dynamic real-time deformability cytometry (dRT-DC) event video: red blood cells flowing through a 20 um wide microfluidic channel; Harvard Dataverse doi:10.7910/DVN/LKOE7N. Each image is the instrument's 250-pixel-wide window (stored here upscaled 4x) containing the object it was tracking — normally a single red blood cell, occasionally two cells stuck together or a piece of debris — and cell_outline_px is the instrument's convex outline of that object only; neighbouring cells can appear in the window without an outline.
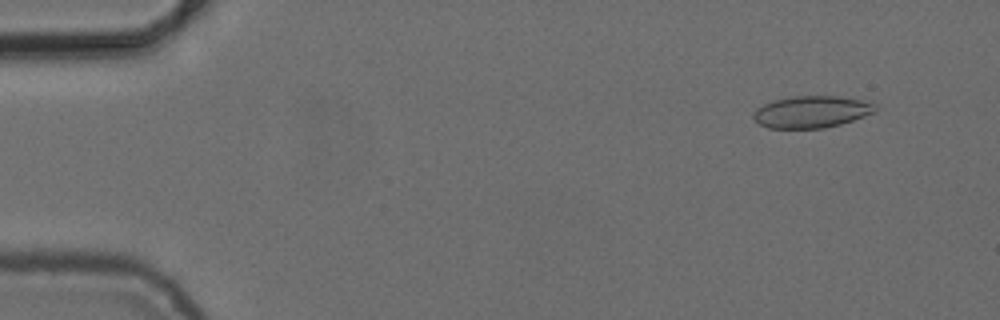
{"species": "common noctule bat (a hibernating species)", "species_latin": "Nyctalus noctula", "temperature_condition": "cold", "stored_images_in_passage": 4, "camera_frame_rate_fps": 3000, "um_per_image_px": 0.085, "animal": {"sex": "female", "body_mass_g": 24.6, "forearm_length_mm": 56.2}, "frame": {"image": 1, "passage_image": 1, "time_ms": 0.0, "image_size_px": [1000, 320], "cell_outline_px": [[876, 112], [840, 124], [824, 128], [768, 128], [760, 124], [752, 116], [752, 112], [756, 108], [764, 104], [776, 100], [792, 96], [836, 96], [860, 100], [876, 104]], "centroid_in_image_um": [68.96, 9.51], "position_along_channel_um": 16.0, "area_um2": 22.48}}
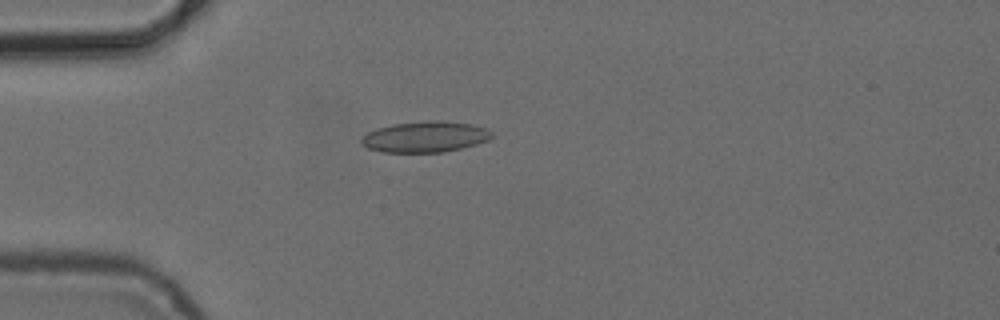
{"frame": {"image": 2, "passage_image": 4, "time_ms": 3.333, "image_size_px": [1000, 320], "cell_outline_px": [[492, 136], [488, 140], [476, 144], [444, 152], [384, 152], [368, 148], [360, 140], [368, 132], [376, 128], [392, 124], [428, 120], [436, 120], [472, 124], [488, 128], [492, 132]], "centroid_in_image_um": [36.16, 11.62], "position_along_channel_um": 48.8, "area_um2": 23.41}}